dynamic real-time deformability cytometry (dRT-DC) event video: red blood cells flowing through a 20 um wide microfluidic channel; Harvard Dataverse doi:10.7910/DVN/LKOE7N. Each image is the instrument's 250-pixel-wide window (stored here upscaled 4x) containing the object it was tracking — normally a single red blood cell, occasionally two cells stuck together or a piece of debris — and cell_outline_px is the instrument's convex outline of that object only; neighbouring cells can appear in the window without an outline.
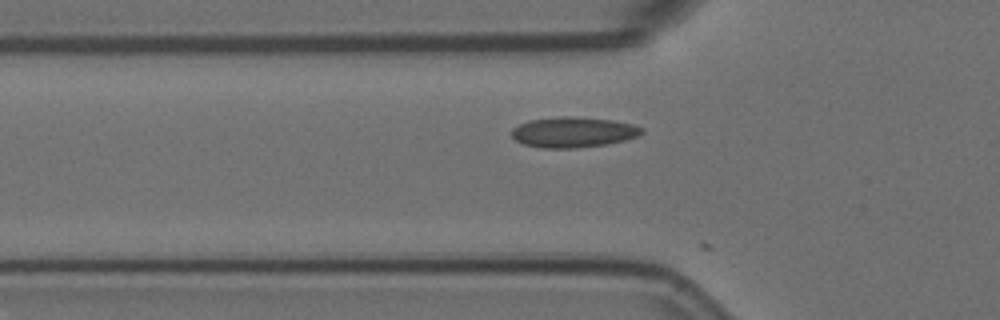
{"species": "Egyptian fruit bat (a non-hibernating species)", "species_latin": "Rousettus aegyptiacus", "temperature_condition": "room temperature", "stored_images_in_passage": 4, "camera_frame_rate_fps": 3000, "um_per_image_px": 0.085, "animal": {"sex": "female"}, "frame": {"image": 1, "passage_image": 3, "time_ms": 0.667, "image_size_px": [1000, 320], "cell_outline_px": [[644, 132], [636, 136], [624, 140], [604, 144], [576, 148], [540, 148], [524, 144], [516, 140], [512, 136], [512, 128], [528, 120], [560, 116], [572, 116], [612, 120], [632, 124], [644, 128]], "centroid_in_image_um": [48.71, 11.23], "position_along_channel_um": 77.1, "area_um2": 23.0}}